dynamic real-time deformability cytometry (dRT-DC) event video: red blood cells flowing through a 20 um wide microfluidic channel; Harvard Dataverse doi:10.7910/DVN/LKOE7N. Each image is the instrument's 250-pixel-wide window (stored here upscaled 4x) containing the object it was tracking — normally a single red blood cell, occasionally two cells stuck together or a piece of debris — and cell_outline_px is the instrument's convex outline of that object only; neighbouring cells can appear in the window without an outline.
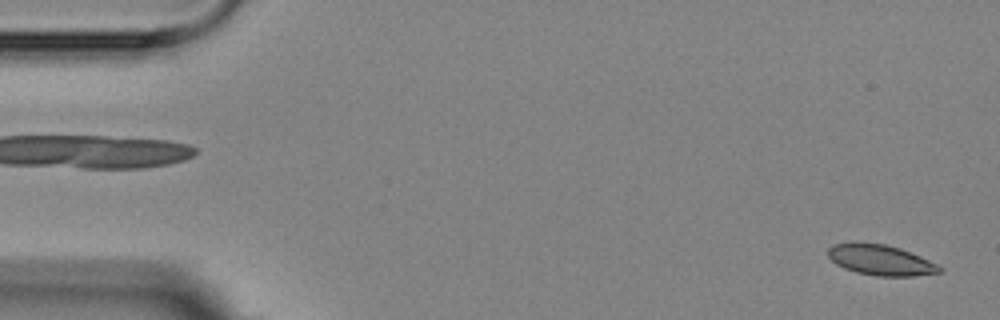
{"species": "Egyptian fruit bat (a non-hibernating species)", "species_latin": "Rousettus aegyptiacus", "temperature_condition": "room temperature", "stored_images_in_passage": 5, "segment_of_instrument_passage": [2, 2], "camera_frame_rate_fps": 3000, "um_per_image_px": 0.085, "animal": {"sex": "female"}, "frame": {"image": 1, "passage_image": 5, "time_ms": 4.333, "image_size_px": [1000, 320], "cell_outline_px": [[940, 272], [912, 276], [876, 276], [856, 272], [844, 268], [836, 264], [828, 256], [828, 248], [832, 244], [884, 244], [900, 248], [920, 256], [936, 264], [940, 268]], "centroid_in_image_um": [74.84, 22.12], "position_along_channel_um": 10.2, "area_um2": 19.25}}